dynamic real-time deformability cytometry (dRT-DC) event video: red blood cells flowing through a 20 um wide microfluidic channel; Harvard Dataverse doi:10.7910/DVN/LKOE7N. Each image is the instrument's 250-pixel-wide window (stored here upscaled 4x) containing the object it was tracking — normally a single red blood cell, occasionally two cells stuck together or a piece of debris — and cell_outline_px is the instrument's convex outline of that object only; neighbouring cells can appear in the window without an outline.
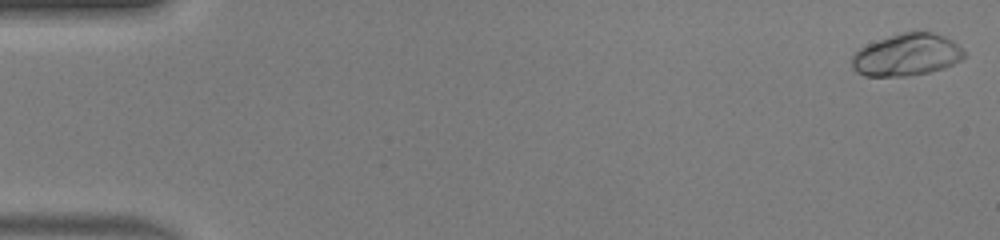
{"species": "human", "species_latin": "Homo sapiens", "temperature_condition": "warm", "stored_images_in_passage": 49, "camera_frame_rate_fps": 3000, "um_per_image_px": 0.085, "donor": {"sex": "male"}, "frame": {"image": 1, "passage_image": 1, "time_ms": 0.0, "image_size_px": [1000, 240], "cell_outline_px": [[964, 56], [960, 60], [944, 68], [928, 72], [908, 76], [864, 76], [856, 72], [852, 68], [852, 56], [860, 48], [868, 44], [904, 32], [932, 32], [944, 36], [952, 40], [964, 52]], "centroid_in_image_um": [77.05, 4.68], "position_along_channel_um": 7.9, "area_um2": 27.17}}
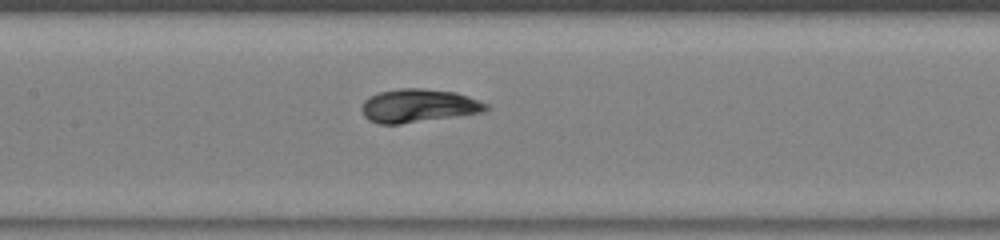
{"frame": {"image": 2, "passage_image": 24, "time_ms": 7.667, "image_size_px": [1000, 240], "cell_outline_px": [[488, 108], [484, 112], [400, 124], [380, 124], [368, 120], [364, 116], [360, 108], [364, 100], [368, 96], [380, 92], [396, 88], [424, 88], [456, 92], [468, 96], [488, 104]], "centroid_in_image_um": [35.53, 8.98], "position_along_channel_um": 171.9, "area_um2": 24.33}}
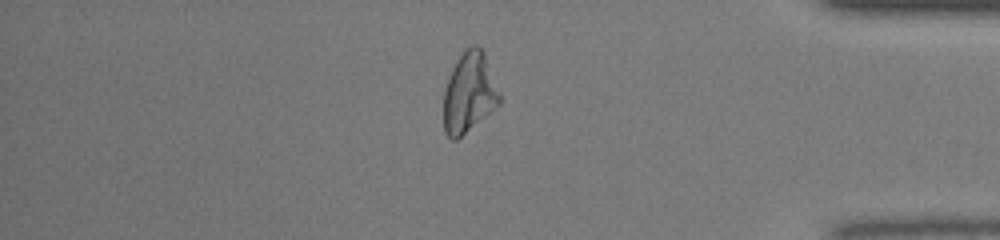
{"frame": {"image": 3, "passage_image": 42, "time_ms": 13.667, "image_size_px": [1000, 240], "cell_outline_px": [[500, 104], [456, 140], [452, 140], [444, 132], [444, 88], [448, 76], [456, 60], [464, 48], [472, 44], [476, 44], [484, 52], [500, 92]], "centroid_in_image_um": [39.87, 7.84], "position_along_channel_um": 395.3, "area_um2": 26.24}, "authors_computed_cell_mechanics": {"area_um2": 24.4494, "velocity_mm_per_s": 4.2038, "shape_relaxation_time_tau1_ms": 3.1378, "shape_relaxation_time_tau2_ms": 1.4898, "deformation_change_tau1": 0.1859, "deformation_change_tau2": 0.0475}}